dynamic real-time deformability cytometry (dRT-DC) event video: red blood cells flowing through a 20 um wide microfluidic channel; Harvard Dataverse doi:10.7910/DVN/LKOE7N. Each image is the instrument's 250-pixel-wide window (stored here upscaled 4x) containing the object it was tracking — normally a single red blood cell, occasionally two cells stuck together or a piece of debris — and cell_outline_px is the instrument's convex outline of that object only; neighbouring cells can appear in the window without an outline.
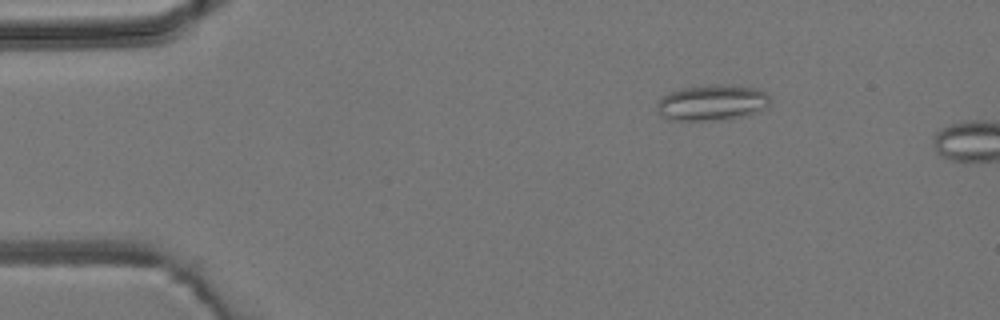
{"species": "common noctule bat (a hibernating species)", "species_latin": "Nyctalus noctula", "temperature_condition": "room temperature", "stored_images_in_passage": 2, "camera_frame_rate_fps": 3000, "um_per_image_px": 0.085, "animal": {"sex": "male", "body_mass_g": 19.2, "forearm_length_mm": 51.8}, "frame": {"image": 1, "passage_image": 1, "time_ms": 0.0, "image_size_px": [1000, 320], "cell_outline_px": [[768, 104], [764, 108], [748, 116], [720, 120], [668, 120], [660, 116], [656, 104], [668, 92], [680, 88], [716, 84], [720, 84], [756, 88], [764, 92], [768, 96]], "centroid_in_image_um": [60.48, 8.73], "position_along_channel_um": 24.5, "area_um2": 23.58}}